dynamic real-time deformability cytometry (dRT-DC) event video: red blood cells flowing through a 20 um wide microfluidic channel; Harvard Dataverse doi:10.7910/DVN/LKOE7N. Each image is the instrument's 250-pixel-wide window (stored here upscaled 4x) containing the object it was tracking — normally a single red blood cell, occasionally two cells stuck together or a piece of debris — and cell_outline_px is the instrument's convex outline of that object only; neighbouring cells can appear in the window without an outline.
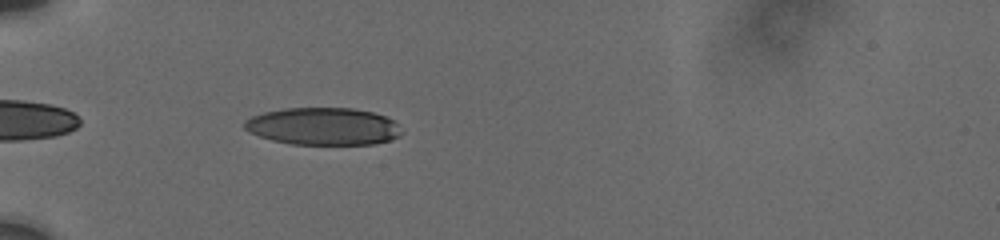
{"species": "human", "species_latin": "Homo sapiens", "temperature_condition": "cold", "stored_images_in_passage": 38, "camera_frame_rate_fps": 3000, "um_per_image_px": 0.085, "donor": {"sex": "male"}, "frame": {"image": 1, "passage_image": 3, "time_ms": 0.667, "image_size_px": [1000, 240], "cell_outline_px": [[404, 132], [400, 136], [376, 144], [292, 144], [272, 140], [260, 136], [244, 128], [244, 120], [252, 116], [264, 112], [284, 108], [352, 108], [372, 112], [388, 116]], "centroid_in_image_um": [27.5, 10.73], "position_along_channel_um": 57.5, "area_um2": 34.22}}
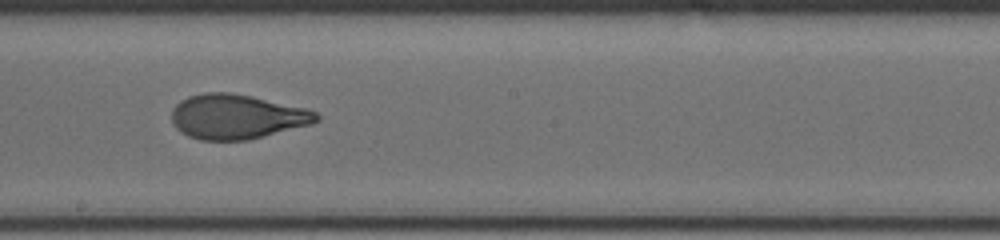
{"frame": {"image": 2, "passage_image": 18, "time_ms": 5.667, "image_size_px": [1000, 240], "cell_outline_px": [[320, 120], [312, 124], [248, 140], [200, 140], [188, 136], [180, 132], [172, 124], [172, 108], [180, 100], [188, 96], [204, 92], [232, 92], [252, 96], [308, 108], [316, 112], [320, 116]], "centroid_in_image_um": [20.13, 9.91], "position_along_channel_um": 228.1, "area_um2": 38.09}}
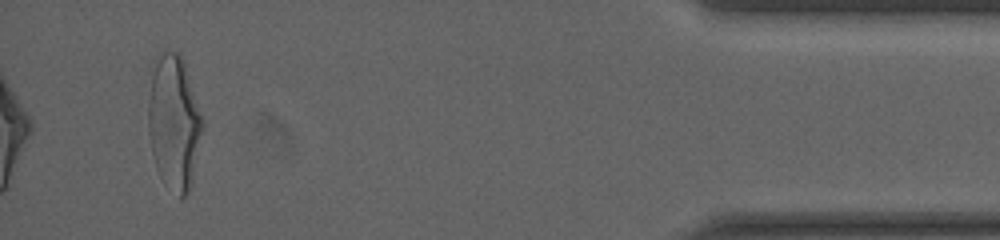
{"frame": {"image": 3, "passage_image": 38, "time_ms": 12.333, "image_size_px": [1000, 240], "cell_outline_px": [[204, 128], [192, 184], [188, 192], [180, 200], [156, 168], [152, 152], [148, 132], [148, 100], [152, 76], [156, 64], [160, 56], [164, 52], [180, 52], [184, 60], [204, 120]], "centroid_in_image_um": [14.83, 10.43], "position_along_channel_um": 420.4, "area_um2": 42.43}, "authors_computed_cell_mechanics": {"area_um2": 37.859, "velocity_mm_per_s": 3.7488, "shape_relaxation_time_tau1_ms": 3.7429, "shape_relaxation_time_tau2_ms": 0.9262, "deformation_change_tau1": 0.1783, "deformation_change_tau2": 0.0657}}